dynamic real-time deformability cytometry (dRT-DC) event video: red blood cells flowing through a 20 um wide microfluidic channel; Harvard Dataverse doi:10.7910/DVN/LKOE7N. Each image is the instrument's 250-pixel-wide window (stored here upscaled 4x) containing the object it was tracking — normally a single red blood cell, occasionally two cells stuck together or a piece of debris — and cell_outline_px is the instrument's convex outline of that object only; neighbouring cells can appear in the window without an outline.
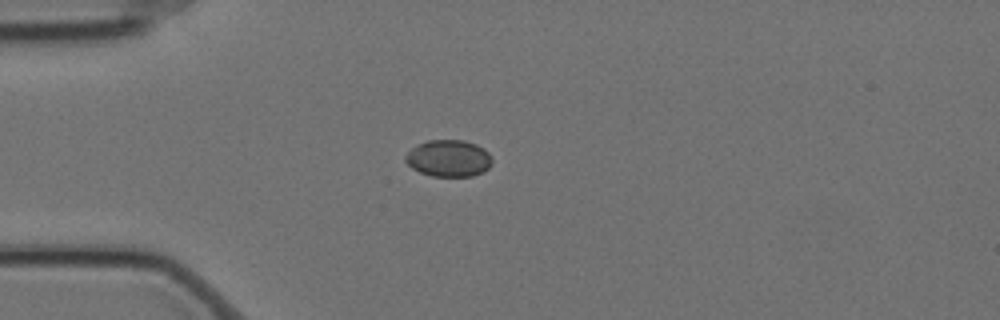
{"species": "Egyptian fruit bat (a non-hibernating species)", "species_latin": "Rousettus aegyptiacus", "temperature_condition": "cold", "stored_images_in_passage": 4, "camera_frame_rate_fps": 3000, "um_per_image_px": 0.085, "animal": {"sex": "female"}, "frame": {"image": 1, "passage_image": 1, "time_ms": 0.0, "image_size_px": [1000, 320], "cell_outline_px": [[492, 164], [484, 172], [472, 176], [432, 176], [420, 172], [412, 168], [404, 160], [404, 156], [416, 144], [428, 140], [464, 140], [476, 144], [484, 148], [492, 156]], "centroid_in_image_um": [38.15, 13.45], "position_along_channel_um": 46.9, "area_um2": 18.79}}
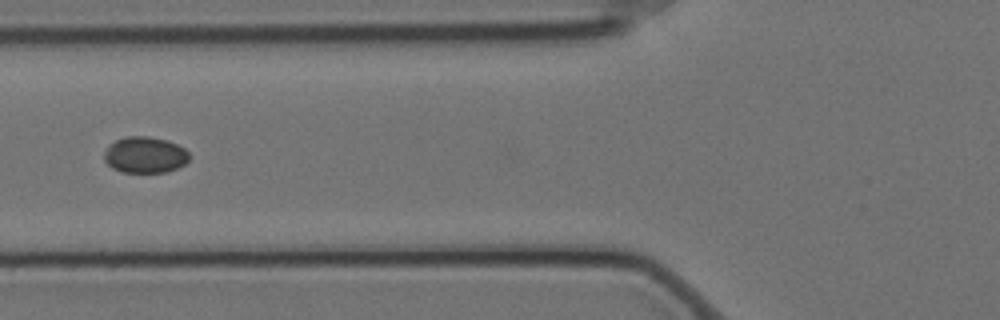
{"frame": {"image": 2, "passage_image": 3, "time_ms": 0.667, "image_size_px": [1000, 320], "cell_outline_px": [[188, 160], [184, 164], [176, 168], [164, 172], [120, 172], [112, 168], [104, 160], [104, 152], [108, 144], [116, 140], [128, 136], [148, 136], [164, 140], [176, 144], [184, 148], [188, 152]], "centroid_in_image_um": [12.28, 13.16], "position_along_channel_um": 113.5, "area_um2": 17.86}}
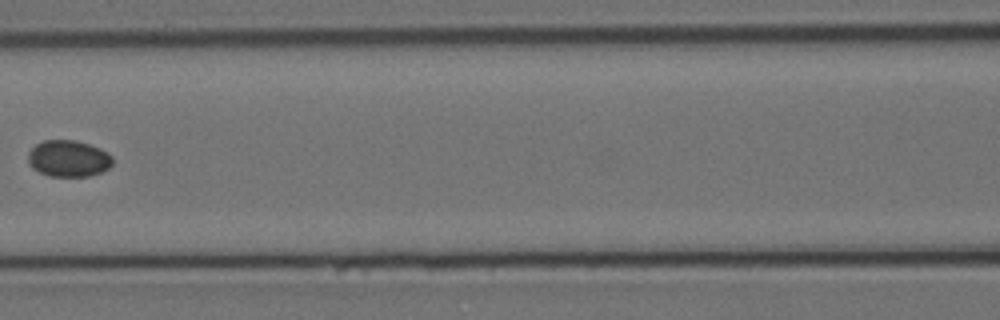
{"frame": {"image": 3, "passage_image": 4, "time_ms": 1.0, "image_size_px": [1000, 320], "cell_outline_px": [[112, 164], [108, 168], [100, 172], [88, 176], [48, 176], [32, 168], [28, 164], [28, 152], [36, 144], [44, 140], [76, 140], [100, 148], [108, 152], [112, 156]], "centroid_in_image_um": [5.8, 13.47], "position_along_channel_um": 160.8, "area_um2": 18.03}}